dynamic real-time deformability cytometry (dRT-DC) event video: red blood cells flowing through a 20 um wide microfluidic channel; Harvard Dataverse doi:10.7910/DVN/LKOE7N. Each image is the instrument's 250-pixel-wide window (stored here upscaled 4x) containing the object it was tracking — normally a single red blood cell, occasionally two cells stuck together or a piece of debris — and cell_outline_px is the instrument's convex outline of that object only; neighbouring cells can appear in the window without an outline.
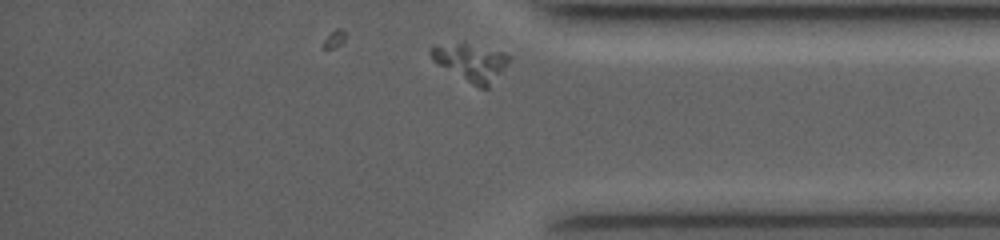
{"species": "common noctule bat (a hibernating species)", "species_latin": "Nyctalus noctula", "temperature_condition": "room temperature", "stored_images_in_passage": 35, "camera_frame_rate_fps": 4000, "um_per_image_px": 0.085, "animal": {"sex": "female", "body_mass_g": 19.0, "forearm_length_mm": 53.3}, "frame": {"image": 1, "passage_image": 35, "time_ms": 9.5, "image_size_px": [1000, 240], "cell_outline_px": [[512, 56], [508, 64], [488, 88], [480, 88], [472, 84], [432, 60], [428, 52], [432, 48], [460, 40], [464, 40], [504, 52]], "centroid_in_image_um": [40.07, 5.24], "position_along_channel_um": 395.1, "area_um2": 17.28}}